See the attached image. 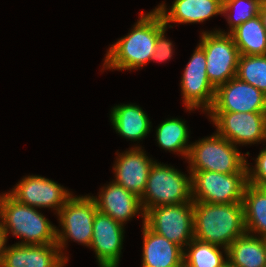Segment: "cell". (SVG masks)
<instances>
[{
  "label": "cell",
  "instance_id": "obj_13",
  "mask_svg": "<svg viewBox=\"0 0 266 267\" xmlns=\"http://www.w3.org/2000/svg\"><path fill=\"white\" fill-rule=\"evenodd\" d=\"M208 112H266V95L235 77L216 88Z\"/></svg>",
  "mask_w": 266,
  "mask_h": 267
},
{
  "label": "cell",
  "instance_id": "obj_4",
  "mask_svg": "<svg viewBox=\"0 0 266 267\" xmlns=\"http://www.w3.org/2000/svg\"><path fill=\"white\" fill-rule=\"evenodd\" d=\"M249 152L242 154L233 145L216 132L191 143L187 163L189 171H214L224 174L247 173Z\"/></svg>",
  "mask_w": 266,
  "mask_h": 267
},
{
  "label": "cell",
  "instance_id": "obj_21",
  "mask_svg": "<svg viewBox=\"0 0 266 267\" xmlns=\"http://www.w3.org/2000/svg\"><path fill=\"white\" fill-rule=\"evenodd\" d=\"M227 258L233 267L266 266V238L245 232L229 245Z\"/></svg>",
  "mask_w": 266,
  "mask_h": 267
},
{
  "label": "cell",
  "instance_id": "obj_25",
  "mask_svg": "<svg viewBox=\"0 0 266 267\" xmlns=\"http://www.w3.org/2000/svg\"><path fill=\"white\" fill-rule=\"evenodd\" d=\"M186 248L183 254V264L187 267H223L228 262L227 249L224 247L194 238Z\"/></svg>",
  "mask_w": 266,
  "mask_h": 267
},
{
  "label": "cell",
  "instance_id": "obj_23",
  "mask_svg": "<svg viewBox=\"0 0 266 267\" xmlns=\"http://www.w3.org/2000/svg\"><path fill=\"white\" fill-rule=\"evenodd\" d=\"M230 35L240 55H266V30L259 14L242 23Z\"/></svg>",
  "mask_w": 266,
  "mask_h": 267
},
{
  "label": "cell",
  "instance_id": "obj_15",
  "mask_svg": "<svg viewBox=\"0 0 266 267\" xmlns=\"http://www.w3.org/2000/svg\"><path fill=\"white\" fill-rule=\"evenodd\" d=\"M145 152L142 146H133L125 153H116L113 166V182L140 198L145 192L149 171L155 162Z\"/></svg>",
  "mask_w": 266,
  "mask_h": 267
},
{
  "label": "cell",
  "instance_id": "obj_17",
  "mask_svg": "<svg viewBox=\"0 0 266 267\" xmlns=\"http://www.w3.org/2000/svg\"><path fill=\"white\" fill-rule=\"evenodd\" d=\"M68 261L56 243L6 246L1 267H64Z\"/></svg>",
  "mask_w": 266,
  "mask_h": 267
},
{
  "label": "cell",
  "instance_id": "obj_22",
  "mask_svg": "<svg viewBox=\"0 0 266 267\" xmlns=\"http://www.w3.org/2000/svg\"><path fill=\"white\" fill-rule=\"evenodd\" d=\"M247 233L266 238V187L247 184L243 197Z\"/></svg>",
  "mask_w": 266,
  "mask_h": 267
},
{
  "label": "cell",
  "instance_id": "obj_27",
  "mask_svg": "<svg viewBox=\"0 0 266 267\" xmlns=\"http://www.w3.org/2000/svg\"><path fill=\"white\" fill-rule=\"evenodd\" d=\"M261 4L259 0H223L222 16L225 15L229 24L228 34L242 23L257 16Z\"/></svg>",
  "mask_w": 266,
  "mask_h": 267
},
{
  "label": "cell",
  "instance_id": "obj_28",
  "mask_svg": "<svg viewBox=\"0 0 266 267\" xmlns=\"http://www.w3.org/2000/svg\"><path fill=\"white\" fill-rule=\"evenodd\" d=\"M247 165L248 183L259 187H266V147L255 158V166Z\"/></svg>",
  "mask_w": 266,
  "mask_h": 267
},
{
  "label": "cell",
  "instance_id": "obj_33",
  "mask_svg": "<svg viewBox=\"0 0 266 267\" xmlns=\"http://www.w3.org/2000/svg\"><path fill=\"white\" fill-rule=\"evenodd\" d=\"M260 2H262V3H265L266 2V0H259Z\"/></svg>",
  "mask_w": 266,
  "mask_h": 267
},
{
  "label": "cell",
  "instance_id": "obj_29",
  "mask_svg": "<svg viewBox=\"0 0 266 267\" xmlns=\"http://www.w3.org/2000/svg\"><path fill=\"white\" fill-rule=\"evenodd\" d=\"M168 27H165L158 35L156 40V47L154 53L151 57V61H156L158 63L164 62L172 58L173 54V43L168 40L165 36L166 30Z\"/></svg>",
  "mask_w": 266,
  "mask_h": 267
},
{
  "label": "cell",
  "instance_id": "obj_14",
  "mask_svg": "<svg viewBox=\"0 0 266 267\" xmlns=\"http://www.w3.org/2000/svg\"><path fill=\"white\" fill-rule=\"evenodd\" d=\"M124 225L109 215L96 212L90 249L95 252L99 267H118L123 249Z\"/></svg>",
  "mask_w": 266,
  "mask_h": 267
},
{
  "label": "cell",
  "instance_id": "obj_30",
  "mask_svg": "<svg viewBox=\"0 0 266 267\" xmlns=\"http://www.w3.org/2000/svg\"><path fill=\"white\" fill-rule=\"evenodd\" d=\"M8 238H6V234L1 226L0 223V267L2 265L3 262V258H4V251H5V247L7 245V240Z\"/></svg>",
  "mask_w": 266,
  "mask_h": 267
},
{
  "label": "cell",
  "instance_id": "obj_7",
  "mask_svg": "<svg viewBox=\"0 0 266 267\" xmlns=\"http://www.w3.org/2000/svg\"><path fill=\"white\" fill-rule=\"evenodd\" d=\"M191 173L192 201L212 204L243 203L247 173L224 174L214 171Z\"/></svg>",
  "mask_w": 266,
  "mask_h": 267
},
{
  "label": "cell",
  "instance_id": "obj_20",
  "mask_svg": "<svg viewBox=\"0 0 266 267\" xmlns=\"http://www.w3.org/2000/svg\"><path fill=\"white\" fill-rule=\"evenodd\" d=\"M110 122L118 135L134 142L144 139L152 126L148 115L135 103H123L111 108Z\"/></svg>",
  "mask_w": 266,
  "mask_h": 267
},
{
  "label": "cell",
  "instance_id": "obj_11",
  "mask_svg": "<svg viewBox=\"0 0 266 267\" xmlns=\"http://www.w3.org/2000/svg\"><path fill=\"white\" fill-rule=\"evenodd\" d=\"M180 87L184 107L187 111L202 109L207 113L215 99L216 88L210 83L206 73L204 50L197 45L181 76Z\"/></svg>",
  "mask_w": 266,
  "mask_h": 267
},
{
  "label": "cell",
  "instance_id": "obj_1",
  "mask_svg": "<svg viewBox=\"0 0 266 267\" xmlns=\"http://www.w3.org/2000/svg\"><path fill=\"white\" fill-rule=\"evenodd\" d=\"M131 31L109 47L103 68L137 70L150 60L156 47L157 35L166 27L160 13L153 9L140 13Z\"/></svg>",
  "mask_w": 266,
  "mask_h": 267
},
{
  "label": "cell",
  "instance_id": "obj_19",
  "mask_svg": "<svg viewBox=\"0 0 266 267\" xmlns=\"http://www.w3.org/2000/svg\"><path fill=\"white\" fill-rule=\"evenodd\" d=\"M142 223V267H180L184 250Z\"/></svg>",
  "mask_w": 266,
  "mask_h": 267
},
{
  "label": "cell",
  "instance_id": "obj_32",
  "mask_svg": "<svg viewBox=\"0 0 266 267\" xmlns=\"http://www.w3.org/2000/svg\"><path fill=\"white\" fill-rule=\"evenodd\" d=\"M223 267H233V266L227 262Z\"/></svg>",
  "mask_w": 266,
  "mask_h": 267
},
{
  "label": "cell",
  "instance_id": "obj_3",
  "mask_svg": "<svg viewBox=\"0 0 266 267\" xmlns=\"http://www.w3.org/2000/svg\"><path fill=\"white\" fill-rule=\"evenodd\" d=\"M0 223L6 238L9 234L21 238L18 244L56 243L57 226L35 207L18 202L8 192L0 195Z\"/></svg>",
  "mask_w": 266,
  "mask_h": 267
},
{
  "label": "cell",
  "instance_id": "obj_31",
  "mask_svg": "<svg viewBox=\"0 0 266 267\" xmlns=\"http://www.w3.org/2000/svg\"><path fill=\"white\" fill-rule=\"evenodd\" d=\"M259 16L261 18L262 24L266 30V2L262 3L259 9Z\"/></svg>",
  "mask_w": 266,
  "mask_h": 267
},
{
  "label": "cell",
  "instance_id": "obj_12",
  "mask_svg": "<svg viewBox=\"0 0 266 267\" xmlns=\"http://www.w3.org/2000/svg\"><path fill=\"white\" fill-rule=\"evenodd\" d=\"M18 202L38 208H51L56 213L73 195L69 190L39 175L25 176L8 192Z\"/></svg>",
  "mask_w": 266,
  "mask_h": 267
},
{
  "label": "cell",
  "instance_id": "obj_26",
  "mask_svg": "<svg viewBox=\"0 0 266 267\" xmlns=\"http://www.w3.org/2000/svg\"><path fill=\"white\" fill-rule=\"evenodd\" d=\"M236 77L266 95V55H240Z\"/></svg>",
  "mask_w": 266,
  "mask_h": 267
},
{
  "label": "cell",
  "instance_id": "obj_5",
  "mask_svg": "<svg viewBox=\"0 0 266 267\" xmlns=\"http://www.w3.org/2000/svg\"><path fill=\"white\" fill-rule=\"evenodd\" d=\"M140 201L144 212L162 205L192 202L191 173L187 176L175 167L155 160Z\"/></svg>",
  "mask_w": 266,
  "mask_h": 267
},
{
  "label": "cell",
  "instance_id": "obj_2",
  "mask_svg": "<svg viewBox=\"0 0 266 267\" xmlns=\"http://www.w3.org/2000/svg\"><path fill=\"white\" fill-rule=\"evenodd\" d=\"M194 238L228 248L243 235V203L212 204L193 202Z\"/></svg>",
  "mask_w": 266,
  "mask_h": 267
},
{
  "label": "cell",
  "instance_id": "obj_6",
  "mask_svg": "<svg viewBox=\"0 0 266 267\" xmlns=\"http://www.w3.org/2000/svg\"><path fill=\"white\" fill-rule=\"evenodd\" d=\"M97 211L96 202L91 195H72L58 212L61 230L56 228V244L67 261H69L68 256L63 250L68 245V239L90 247L94 216Z\"/></svg>",
  "mask_w": 266,
  "mask_h": 267
},
{
  "label": "cell",
  "instance_id": "obj_8",
  "mask_svg": "<svg viewBox=\"0 0 266 267\" xmlns=\"http://www.w3.org/2000/svg\"><path fill=\"white\" fill-rule=\"evenodd\" d=\"M198 45L205 52L207 77L215 88L236 77L240 52L230 34L203 31Z\"/></svg>",
  "mask_w": 266,
  "mask_h": 267
},
{
  "label": "cell",
  "instance_id": "obj_18",
  "mask_svg": "<svg viewBox=\"0 0 266 267\" xmlns=\"http://www.w3.org/2000/svg\"><path fill=\"white\" fill-rule=\"evenodd\" d=\"M166 6V3L162 2L155 9L167 27L170 22L203 23L215 15H222L223 0H174L169 9Z\"/></svg>",
  "mask_w": 266,
  "mask_h": 267
},
{
  "label": "cell",
  "instance_id": "obj_16",
  "mask_svg": "<svg viewBox=\"0 0 266 267\" xmlns=\"http://www.w3.org/2000/svg\"><path fill=\"white\" fill-rule=\"evenodd\" d=\"M92 197L99 212L109 215L123 225L135 215H141L144 221L145 212L140 197L113 181L100 188L98 197Z\"/></svg>",
  "mask_w": 266,
  "mask_h": 267
},
{
  "label": "cell",
  "instance_id": "obj_24",
  "mask_svg": "<svg viewBox=\"0 0 266 267\" xmlns=\"http://www.w3.org/2000/svg\"><path fill=\"white\" fill-rule=\"evenodd\" d=\"M185 122L177 117L162 121L156 129V140L162 149L180 154L187 160L191 144H188L190 134Z\"/></svg>",
  "mask_w": 266,
  "mask_h": 267
},
{
  "label": "cell",
  "instance_id": "obj_10",
  "mask_svg": "<svg viewBox=\"0 0 266 267\" xmlns=\"http://www.w3.org/2000/svg\"><path fill=\"white\" fill-rule=\"evenodd\" d=\"M216 133L233 145L266 142V112H207Z\"/></svg>",
  "mask_w": 266,
  "mask_h": 267
},
{
  "label": "cell",
  "instance_id": "obj_9",
  "mask_svg": "<svg viewBox=\"0 0 266 267\" xmlns=\"http://www.w3.org/2000/svg\"><path fill=\"white\" fill-rule=\"evenodd\" d=\"M144 224L184 250L194 239L193 201L150 208Z\"/></svg>",
  "mask_w": 266,
  "mask_h": 267
}]
</instances>
